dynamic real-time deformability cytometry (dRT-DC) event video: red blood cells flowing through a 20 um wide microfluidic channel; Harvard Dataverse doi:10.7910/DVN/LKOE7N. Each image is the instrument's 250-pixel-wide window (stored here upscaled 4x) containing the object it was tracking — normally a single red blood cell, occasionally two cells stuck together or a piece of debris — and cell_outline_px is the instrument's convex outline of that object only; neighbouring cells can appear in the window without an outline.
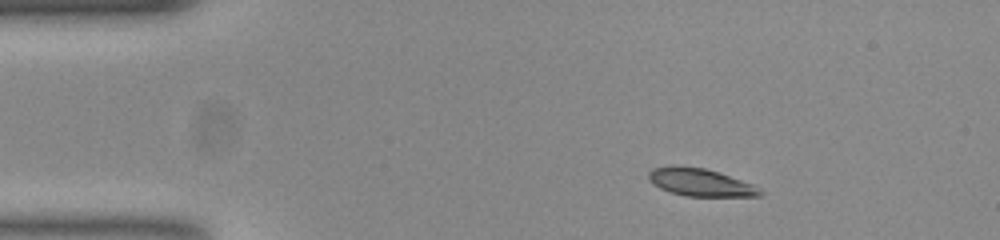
{"species": "common noctule bat (a hibernating species)", "species_latin": "Nyctalus noctula", "temperature_condition": "room temperature", "stored_images_in_passage": 47, "camera_frame_rate_fps": 3000, "um_per_image_px": 0.085, "animal": {"sex": "female", "body_mass_g": 23.0, "forearm_length_mm": 53.4}, "frame": {"image": 1, "passage_image": 1, "time_ms": 0.0, "image_size_px": [1000, 240], "cell_outline_px": [[764, 192], [760, 196], [688, 196], [672, 192], [660, 188], [648, 176], [648, 172], [652, 168], [704, 168], [752, 184], [760, 188]], "centroid_in_image_um": [59.61, 15.54], "position_along_channel_um": 25.4, "area_um2": 16.94}}
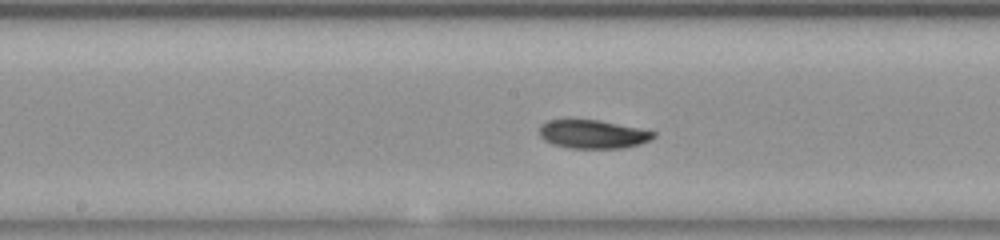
{"frame": {"image": 2, "passage_image": 20, "time_ms": 6.333, "image_size_px": [1000, 240], "cell_outline_px": [[656, 136], [648, 140], [636, 144], [620, 148], [572, 148], [552, 144], [540, 136], [540, 124], [548, 120], [596, 120], [656, 132]], "centroid_in_image_um": [50.34, 11.41], "position_along_channel_um": 197.9, "area_um2": 18.44}}
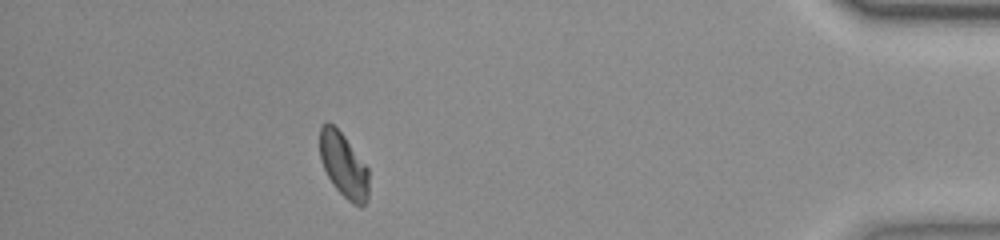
{"frame": {"image": 3, "passage_image": 41, "time_ms": 13.333, "image_size_px": [1000, 240], "cell_outline_px": [[368, 196], [364, 204], [360, 208], [352, 204], [336, 188], [328, 176], [324, 168], [320, 156], [320, 128], [328, 120], [344, 136], [368, 168]], "centroid_in_image_um": [29.21, 14.05], "position_along_channel_um": 406.0, "area_um2": 18.15}, "authors_computed_cell_mechanics": {"area_um2": 18.7272, "velocity_mm_per_s": 3.748, "shape_relaxation_time_tau1_ms": 3.8982, "shape_relaxation_time_tau2_ms": 10.6506, "deformation_change_tau1": 0.129, "deformation_change_tau2": 0.1443}}